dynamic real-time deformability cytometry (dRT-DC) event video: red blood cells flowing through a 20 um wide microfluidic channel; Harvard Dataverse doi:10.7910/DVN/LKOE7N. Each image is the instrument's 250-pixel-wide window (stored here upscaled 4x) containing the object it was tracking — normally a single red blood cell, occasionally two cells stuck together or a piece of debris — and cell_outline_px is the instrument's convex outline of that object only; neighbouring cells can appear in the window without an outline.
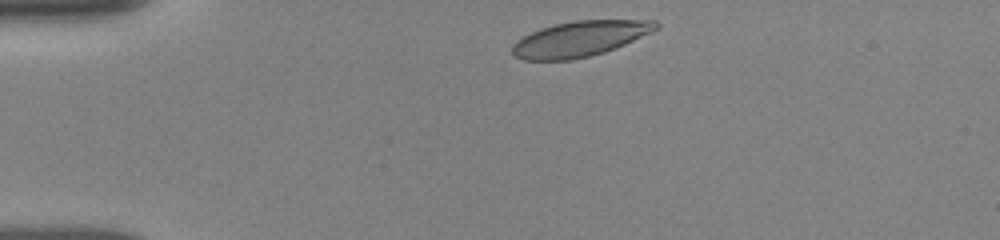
{"species": "human", "species_latin": "Homo sapiens", "temperature_condition": "room temperature", "stored_images_in_passage": 4, "camera_frame_rate_fps": 3000, "um_per_image_px": 0.085, "donor": {"sex": "female"}, "frame": {"image": 1, "passage_image": 1, "time_ms": 0.0, "image_size_px": [1000, 240], "cell_outline_px": [[660, 28], [652, 32], [624, 44], [604, 52], [572, 60], [524, 60], [512, 56], [512, 44], [516, 40], [540, 28], [556, 24], [576, 20], [656, 20], [660, 24]], "centroid_in_image_um": [49.28, 3.3], "position_along_channel_um": 35.7, "area_um2": 29.65}}
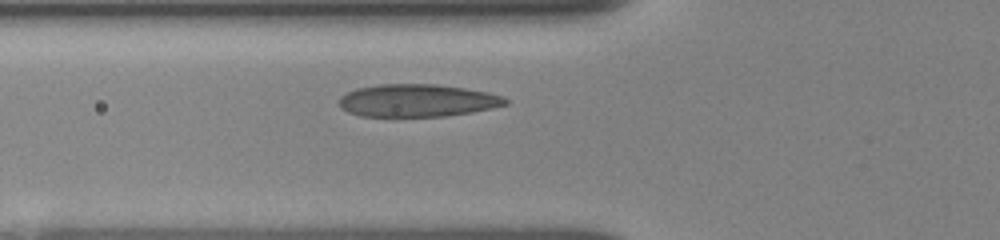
{"frame": {"image": 2, "passage_image": 4, "time_ms": 2.667, "image_size_px": [1000, 240], "cell_outline_px": [[508, 104], [492, 108], [472, 112], [444, 116], [360, 116], [348, 112], [340, 108], [340, 96], [356, 88], [380, 84], [436, 84], [464, 88], [488, 92], [504, 96], [508, 100]], "centroid_in_image_um": [35.48, 8.54], "position_along_channel_um": 90.3, "area_um2": 31.62}}